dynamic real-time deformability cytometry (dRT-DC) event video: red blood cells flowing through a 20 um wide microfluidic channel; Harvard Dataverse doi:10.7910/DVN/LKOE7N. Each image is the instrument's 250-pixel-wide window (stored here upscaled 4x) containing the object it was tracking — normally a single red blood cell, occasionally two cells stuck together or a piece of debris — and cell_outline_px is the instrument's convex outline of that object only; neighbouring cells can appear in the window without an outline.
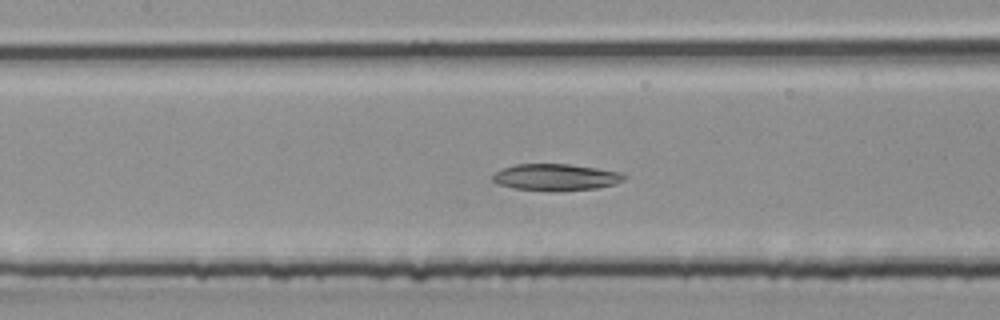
{"species": "common noctule bat (a hibernating species)", "species_latin": "Nyctalus noctula", "temperature_condition": "room temperature", "stored_images_in_passage": 40, "camera_frame_rate_fps": 3000, "um_per_image_px": 0.085, "animal": {"sex": "male", "body_mass_g": 20.4}, "frame": {"image": 1, "passage_image": 19, "time_ms": 6.0, "image_size_px": [1000, 320], "cell_outline_px": [[628, 176], [624, 180], [616, 184], [596, 188], [556, 192], [552, 192], [512, 188], [496, 184], [492, 180], [492, 176], [500, 168], [516, 164], [568, 164], [596, 168], [620, 172]], "centroid_in_image_um": [47.22, 15.08], "position_along_channel_um": 160.2, "area_um2": 20.81}}
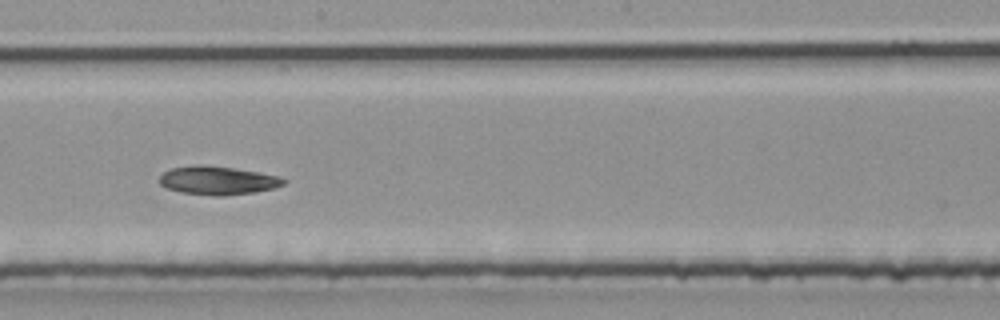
{"frame": {"image": 2, "passage_image": 23, "time_ms": 7.333, "image_size_px": [1000, 320], "cell_outline_px": [[288, 180], [284, 184], [276, 188], [252, 192], [224, 196], [216, 196], [180, 192], [168, 188], [160, 184], [156, 180], [164, 172], [172, 168], [196, 164], [200, 164], [236, 168], [260, 172], [280, 176]], "centroid_in_image_um": [18.52, 15.33], "position_along_channel_um": 229.7, "area_um2": 20.87}}
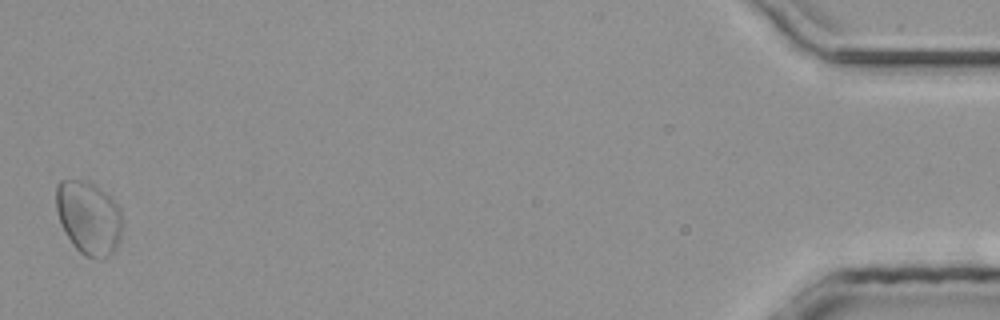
{"frame": {"image": 3, "passage_image": 40, "time_ms": 13.0, "image_size_px": [1000, 320], "cell_outline_px": [[120, 236], [116, 248], [104, 260], [96, 260], [84, 256], [72, 244], [60, 224], [56, 212], [56, 184], [60, 180], [84, 180], [100, 188], [116, 204], [120, 212]], "centroid_in_image_um": [7.49, 18.53], "position_along_channel_um": 427.7, "area_um2": 28.26}}